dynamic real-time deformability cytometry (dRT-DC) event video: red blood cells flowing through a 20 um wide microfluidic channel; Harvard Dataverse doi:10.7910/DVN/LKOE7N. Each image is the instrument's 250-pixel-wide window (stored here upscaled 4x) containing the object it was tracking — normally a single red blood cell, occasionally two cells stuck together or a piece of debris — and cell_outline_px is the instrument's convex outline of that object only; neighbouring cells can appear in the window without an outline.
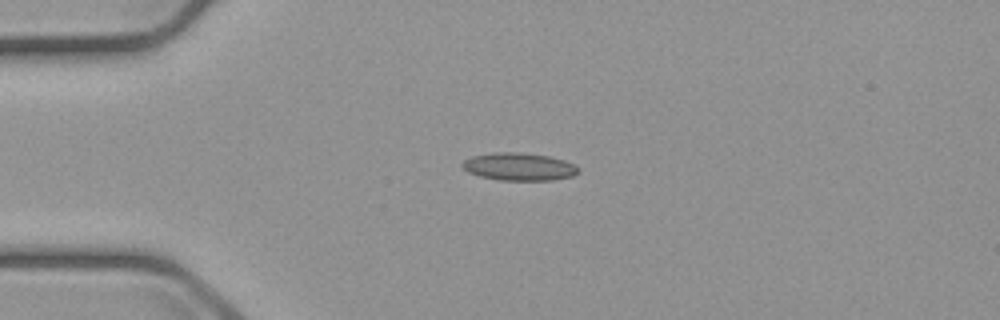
{"species": "common noctule bat (a hibernating species)", "species_latin": "Nyctalus noctula", "temperature_condition": "cold", "stored_images_in_passage": 10, "camera_frame_rate_fps": 3000, "um_per_image_px": 0.085, "animal": {"sex": "male", "body_mass_g": 23.1, "forearm_length_mm": 52.7}, "frame": {"image": 1, "passage_image": 1, "time_ms": 0.0, "image_size_px": [1000, 320], "cell_outline_px": [[580, 172], [572, 176], [552, 180], [500, 180], [480, 176], [468, 172], [460, 164], [464, 160], [472, 156], [496, 152], [516, 152], [548, 156], [564, 160], [576, 164], [580, 168]], "centroid_in_image_um": [44.15, 14.17], "position_along_channel_um": 40.9, "area_um2": 18.73}}
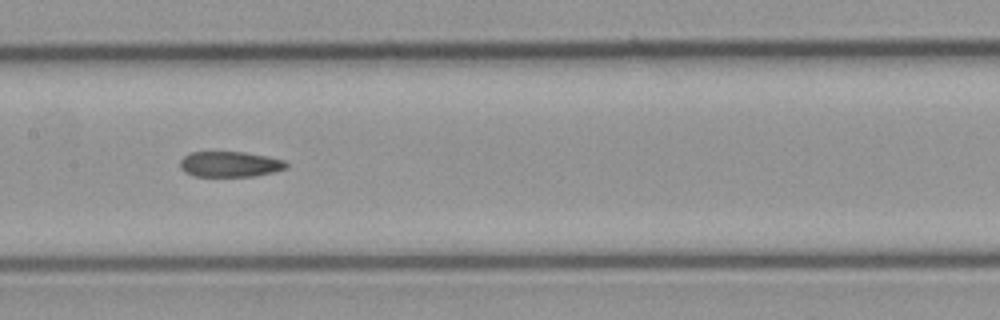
{"frame": {"image": 2, "passage_image": 5, "time_ms": 4.667, "image_size_px": [1000, 320], "cell_outline_px": [[288, 168], [272, 172], [252, 176], [192, 176], [184, 172], [180, 168], [180, 160], [184, 156], [192, 152], [244, 152], [268, 156], [284, 160], [288, 164]], "centroid_in_image_um": [19.53, 13.95], "position_along_channel_um": 187.9, "area_um2": 15.84}}
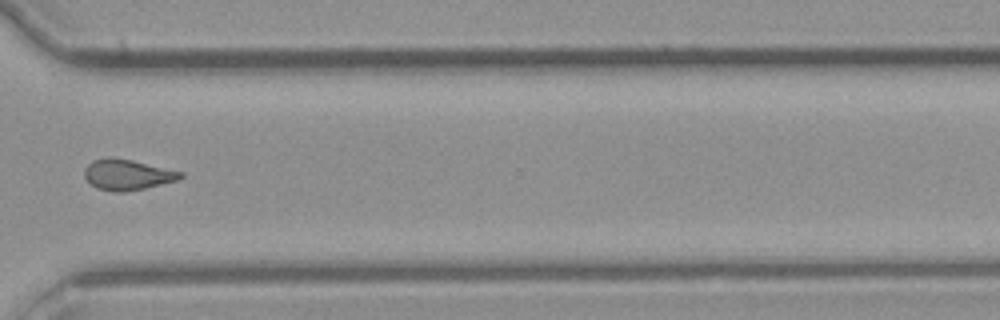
{"frame": {"image": 3, "passage_image": 9, "time_ms": 9.333, "image_size_px": [1000, 320], "cell_outline_px": [[184, 176], [176, 180], [144, 188], [124, 192], [112, 192], [96, 188], [84, 176], [84, 168], [92, 160], [108, 156], [132, 160], [184, 172]], "centroid_in_image_um": [10.79, 14.83], "position_along_channel_um": 359.8, "area_um2": 17.17}, "authors_computed_cell_mechanics": {"area_um2": 17.1377, "velocity_mm_per_s": 3.6916, "shape_relaxation_time_tau1_ms": null, "shape_relaxation_time_tau2_ms": 3.7084, "deformation_change_tau1": null, "deformation_change_tau2": 0.0947}}